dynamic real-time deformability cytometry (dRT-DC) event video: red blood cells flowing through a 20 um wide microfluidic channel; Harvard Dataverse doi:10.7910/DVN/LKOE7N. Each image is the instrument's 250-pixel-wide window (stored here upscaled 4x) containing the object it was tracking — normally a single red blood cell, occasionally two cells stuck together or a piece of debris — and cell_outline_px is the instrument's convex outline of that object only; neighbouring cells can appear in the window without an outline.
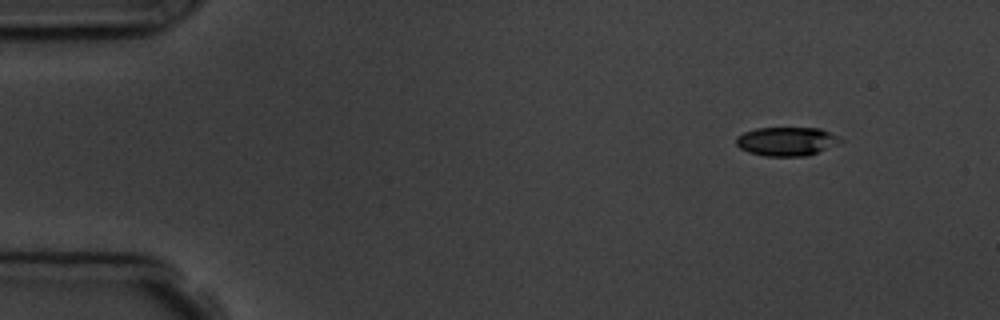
{"species": "common noctule bat (a hibernating species)", "species_latin": "Nyctalus noctula", "temperature_condition": "room temperature", "stored_images_in_passage": 5, "camera_frame_rate_fps": 3000, "um_per_image_px": 0.085, "animal": {"sex": "male", "body_mass_g": 19.5, "forearm_length_mm": 54.6}, "frame": {"image": 1, "passage_image": 1, "time_ms": 0.0, "image_size_px": [1000, 320], "cell_outline_px": [[844, 140], [840, 144], [808, 156], [764, 156], [748, 152], [740, 148], [736, 144], [736, 136], [744, 132], [756, 128], [820, 128]], "centroid_in_image_um": [66.87, 12.02], "position_along_channel_um": 18.1, "area_um2": 17.63}}
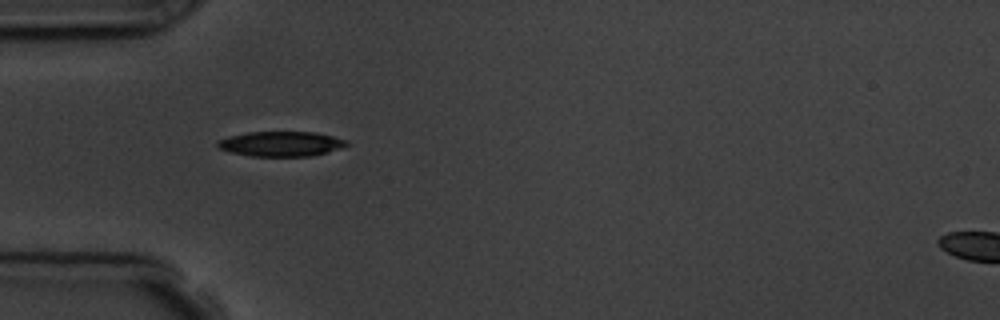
{"frame": {"image": 2, "passage_image": 4, "time_ms": 3.667, "image_size_px": [1000, 320], "cell_outline_px": [[348, 144], [340, 148], [328, 152], [312, 156], [252, 156], [228, 152], [220, 148], [216, 144], [220, 140], [228, 136], [248, 132], [316, 132], [348, 140]], "centroid_in_image_um": [23.89, 12.23], "position_along_channel_um": 61.1, "area_um2": 18.73}}